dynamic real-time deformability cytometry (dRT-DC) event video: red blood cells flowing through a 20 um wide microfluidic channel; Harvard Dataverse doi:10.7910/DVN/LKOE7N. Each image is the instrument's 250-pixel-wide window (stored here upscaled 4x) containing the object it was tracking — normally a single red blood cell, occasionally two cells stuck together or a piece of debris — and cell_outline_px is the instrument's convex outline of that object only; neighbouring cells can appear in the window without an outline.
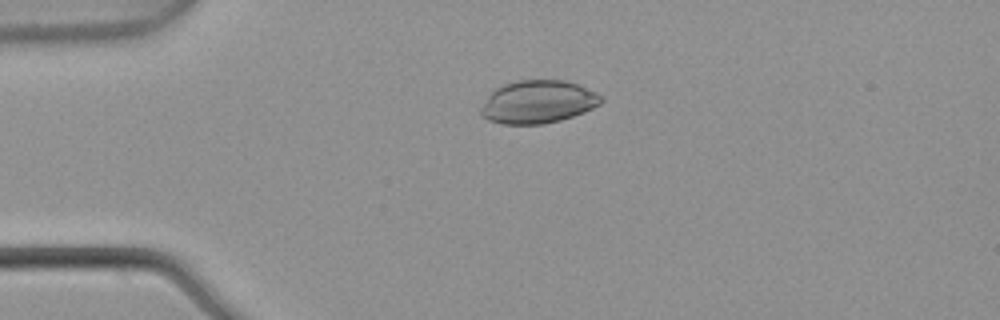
{"species": "common noctule bat (a hibernating species)", "species_latin": "Nyctalus noctula", "temperature_condition": "warm", "stored_images_in_passage": 7, "camera_frame_rate_fps": 3000, "um_per_image_px": 0.085, "animal": {"sex": "male", "body_mass_g": 21.5, "forearm_length_mm": 52.0}, "frame": {"image": 1, "passage_image": 3, "time_ms": 0.667, "image_size_px": [1000, 320], "cell_outline_px": [[604, 100], [600, 104], [592, 108], [572, 116], [560, 120], [540, 124], [504, 124], [488, 120], [480, 112], [480, 108], [488, 96], [496, 88], [504, 84], [516, 80], [564, 80], [576, 84], [596, 92]], "centroid_in_image_um": [45.71, 8.66], "position_along_channel_um": 39.3, "area_um2": 29.77}}
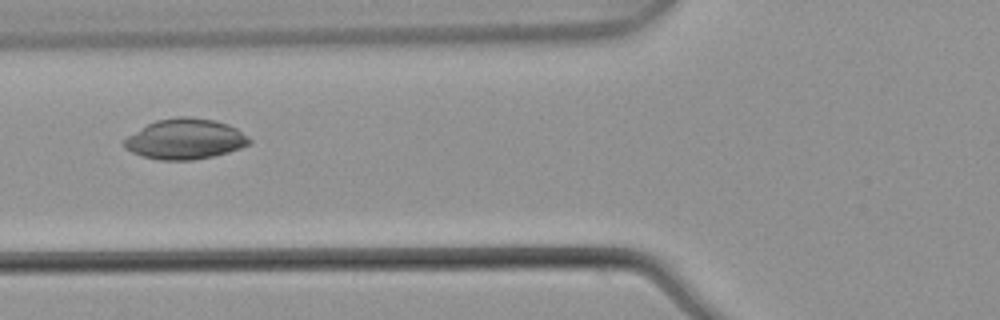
{"frame": {"image": 2, "passage_image": 5, "time_ms": 1.333, "image_size_px": [1000, 320], "cell_outline_px": [[252, 140], [248, 144], [240, 148], [228, 152], [212, 156], [192, 160], [160, 160], [144, 156], [132, 152], [124, 148], [124, 140], [128, 136], [148, 124], [156, 120], [176, 116], [188, 116], [216, 120], [228, 124], [236, 128], [248, 136]], "centroid_in_image_um": [15.75, 11.81], "position_along_channel_um": 110.0, "area_um2": 29.36}}
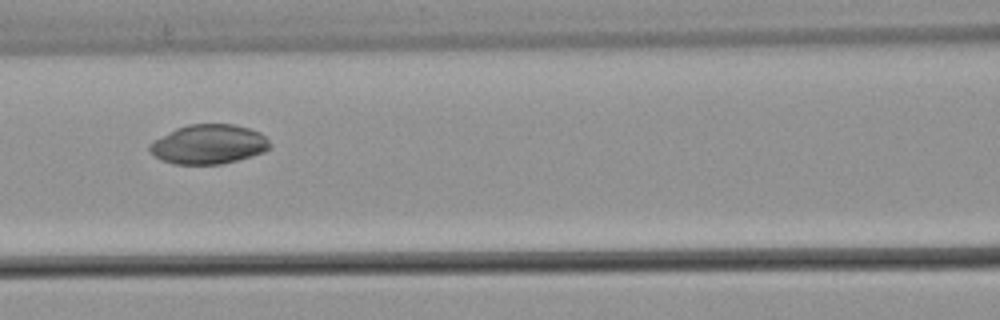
{"frame": {"image": 3, "passage_image": 6, "time_ms": 1.667, "image_size_px": [1000, 320], "cell_outline_px": [[272, 148], [264, 152], [236, 160], [220, 164], [176, 164], [160, 160], [148, 148], [148, 144], [176, 128], [188, 124], [232, 124], [248, 128], [260, 132], [272, 144]], "centroid_in_image_um": [17.75, 12.26], "position_along_channel_um": 148.8, "area_um2": 27.51}}